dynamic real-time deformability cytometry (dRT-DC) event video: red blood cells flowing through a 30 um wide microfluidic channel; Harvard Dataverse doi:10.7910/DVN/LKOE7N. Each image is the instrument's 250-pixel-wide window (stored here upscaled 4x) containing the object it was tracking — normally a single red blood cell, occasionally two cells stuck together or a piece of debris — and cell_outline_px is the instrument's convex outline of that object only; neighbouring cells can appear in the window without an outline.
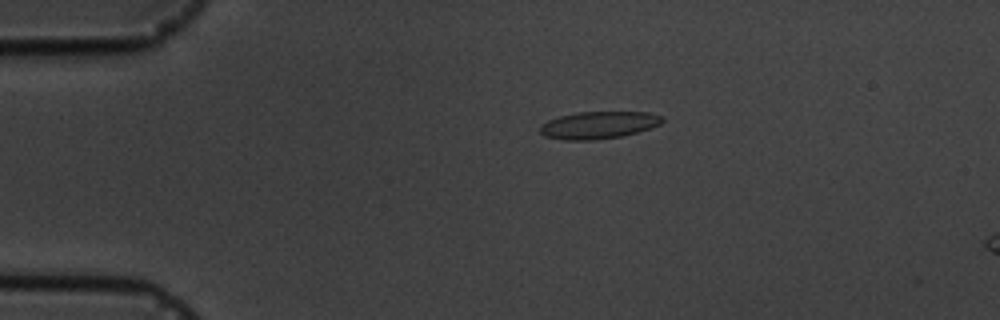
{"species": "common noctule bat (a hibernating species)", "species_latin": "Nyctalus noctula", "temperature_condition": "cold", "stored_images_in_passage": 5, "camera_frame_rate_fps": 3000, "um_per_image_px": 0.085, "animal": {"sex": "male", "body_mass_g": 19.5, "forearm_length_mm": 54.6}, "frame": {"image": 1, "passage_image": 3, "time_ms": 3.333, "image_size_px": [1000, 320], "cell_outline_px": [[664, 120], [660, 124], [624, 136], [596, 140], [564, 140], [544, 136], [540, 132], [540, 124], [548, 120], [560, 116], [576, 112], [648, 112], [660, 116]], "centroid_in_image_um": [50.83, 10.63], "position_along_channel_um": 34.2, "area_um2": 19.42}}